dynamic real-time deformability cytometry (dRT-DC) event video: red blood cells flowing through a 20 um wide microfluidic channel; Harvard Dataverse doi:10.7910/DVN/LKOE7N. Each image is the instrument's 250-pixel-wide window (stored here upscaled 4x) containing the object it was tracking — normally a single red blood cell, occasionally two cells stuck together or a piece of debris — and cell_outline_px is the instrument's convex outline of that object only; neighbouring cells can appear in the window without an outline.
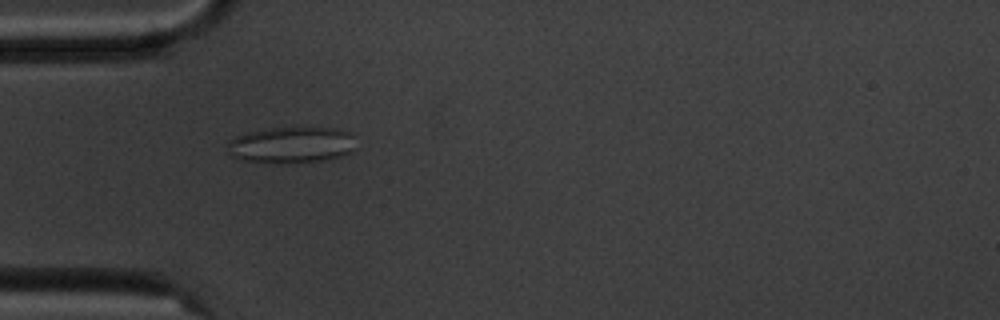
{"species": "common noctule bat (a hibernating species)", "species_latin": "Nyctalus noctula", "temperature_condition": "cold", "stored_images_in_passage": 7, "camera_frame_rate_fps": 3000, "um_per_image_px": 0.085, "animal": {"sex": "male", "body_mass_g": 20.1, "forearm_length_mm": 53.5}, "frame": {"image": 1, "passage_image": 5, "time_ms": 4.333, "image_size_px": [1000, 320], "cell_outline_px": [[356, 148], [352, 152], [344, 156], [324, 160], [240, 160], [232, 156], [228, 152], [228, 144], [236, 136], [248, 132], [272, 128], [336, 128], [348, 132], [352, 136]], "centroid_in_image_um": [24.83, 12.28], "position_along_channel_um": 60.2, "area_um2": 26.07}}
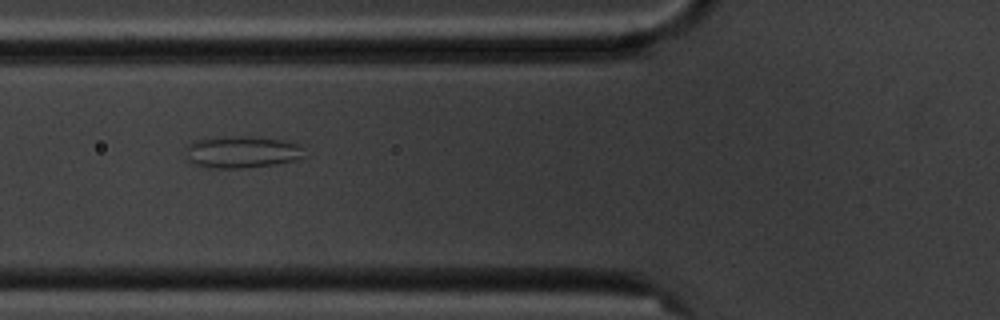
{"frame": {"image": 2, "passage_image": 6, "time_ms": 5.667, "image_size_px": [1000, 320], "cell_outline_px": [[304, 156], [296, 160], [276, 164], [244, 168], [212, 168], [196, 164], [184, 160], [184, 148], [188, 144], [204, 136], [252, 136], [280, 140], [300, 144], [304, 148]], "centroid_in_image_um": [20.48, 12.9], "position_along_channel_um": 105.3, "area_um2": 22.77}}